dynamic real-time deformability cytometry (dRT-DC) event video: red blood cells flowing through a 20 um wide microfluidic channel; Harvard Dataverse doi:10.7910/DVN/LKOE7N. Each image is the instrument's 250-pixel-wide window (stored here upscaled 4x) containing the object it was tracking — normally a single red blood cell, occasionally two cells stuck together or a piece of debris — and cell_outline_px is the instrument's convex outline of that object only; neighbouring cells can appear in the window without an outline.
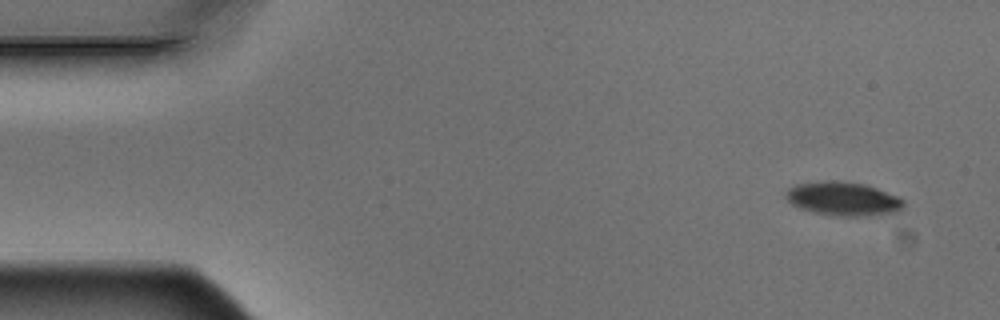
{"species": "Egyptian fruit bat (a non-hibernating species)", "species_latin": "Rousettus aegyptiacus", "temperature_condition": "warm", "stored_images_in_passage": 6, "camera_frame_rate_fps": 3000, "um_per_image_px": 0.085, "animal": {"sex": "male"}, "frame": {"image": 1, "passage_image": 1, "time_ms": 0.0, "image_size_px": [1000, 320], "cell_outline_px": [[904, 204], [900, 212], [856, 216], [836, 216], [812, 212], [800, 208], [792, 204], [784, 196], [788, 188], [796, 184], [828, 180], [836, 180], [864, 184], [876, 188], [896, 196], [904, 200]], "centroid_in_image_um": [71.64, 16.89], "position_along_channel_um": 13.4, "area_um2": 23.12}}
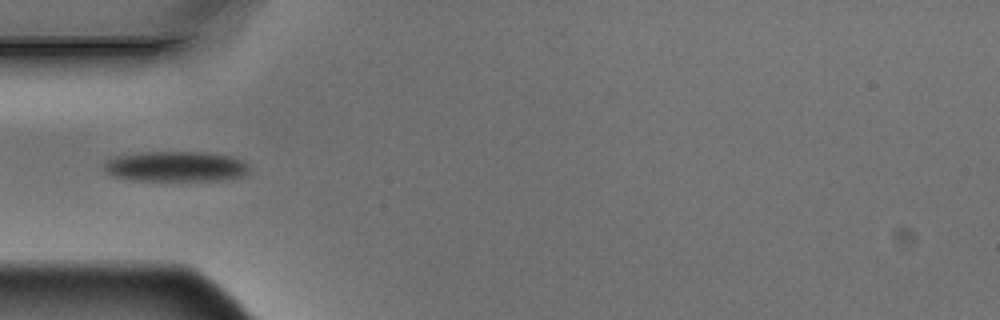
{"frame": {"image": 2, "passage_image": 5, "time_ms": 1.333, "image_size_px": [1000, 320], "cell_outline_px": [[248, 172], [240, 176], [224, 180], [132, 180], [112, 176], [104, 172], [104, 160], [112, 156], [136, 152], [204, 152], [228, 156], [244, 160], [248, 164]], "centroid_in_image_um": [14.86, 14.14], "position_along_channel_um": 70.1, "area_um2": 25.89}}
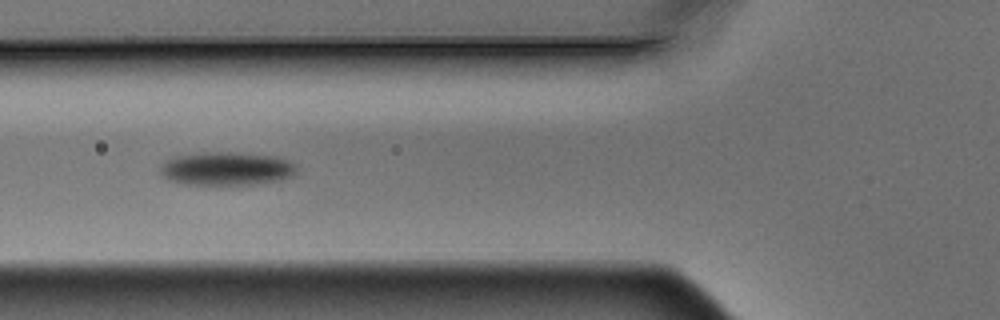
{"frame": {"image": 3, "passage_image": 6, "time_ms": 1.667, "image_size_px": [1000, 320], "cell_outline_px": [[296, 176], [264, 184], [180, 184], [168, 180], [160, 172], [160, 168], [168, 160], [176, 156], [204, 152], [228, 152], [276, 156], [288, 160], [296, 164]], "centroid_in_image_um": [19.32, 14.34], "position_along_channel_um": 106.5, "area_um2": 26.65}}